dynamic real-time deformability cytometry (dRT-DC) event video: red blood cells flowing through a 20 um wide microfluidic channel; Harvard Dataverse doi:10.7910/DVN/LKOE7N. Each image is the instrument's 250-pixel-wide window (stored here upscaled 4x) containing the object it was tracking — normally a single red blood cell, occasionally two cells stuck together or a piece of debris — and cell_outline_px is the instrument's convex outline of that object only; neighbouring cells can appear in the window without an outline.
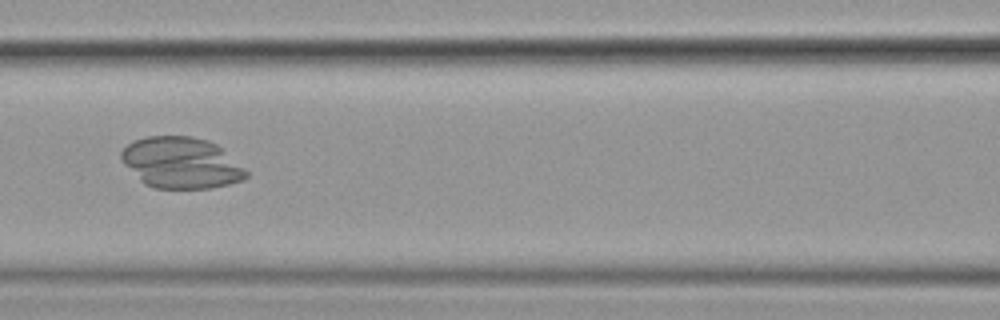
{"species": "common noctule bat (a hibernating species)", "species_latin": "Nyctalus noctula", "temperature_condition": "cold", "stored_images_in_passage": 57, "camera_frame_rate_fps": 3000, "um_per_image_px": 0.085, "animal": {"sex": "female", "body_mass_g": 19.9}, "frame": {"image": 1, "passage_image": 26, "time_ms": 8.333, "image_size_px": [1000, 320], "cell_outline_px": [[248, 176], [244, 180], [212, 188], [152, 188], [144, 184], [124, 164], [120, 156], [120, 152], [132, 140], [148, 136], [192, 136], [208, 140], [216, 144], [244, 168], [248, 172]], "centroid_in_image_um": [15.38, 13.84], "position_along_channel_um": 151.2, "area_um2": 37.22}}
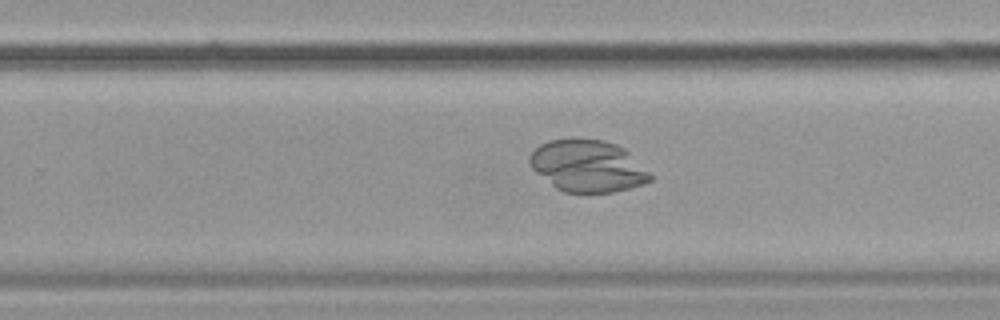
{"frame": {"image": 2, "passage_image": 37, "time_ms": 12.0, "image_size_px": [1000, 320], "cell_outline_px": [[652, 180], [644, 184], [612, 192], [564, 192], [556, 188], [536, 172], [532, 168], [528, 160], [528, 156], [540, 144], [548, 140], [576, 136], [604, 140], [616, 144], [624, 148], [652, 176]], "centroid_in_image_um": [49.91, 14.07], "position_along_channel_um": 279.9, "area_um2": 36.65}}
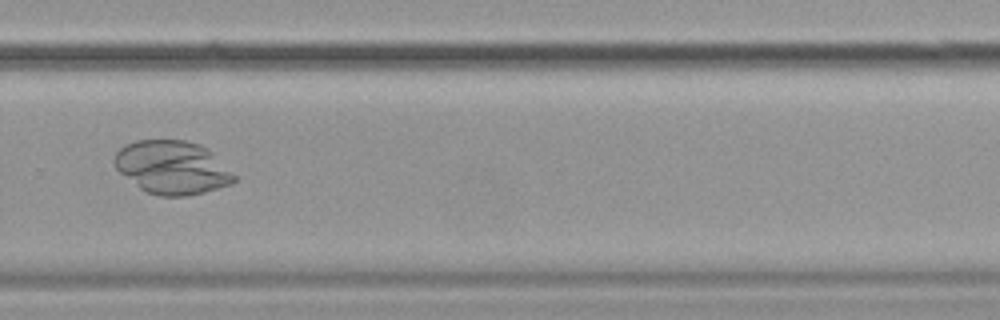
{"frame": {"image": 3, "passage_image": 40, "time_ms": 13.0, "image_size_px": [1000, 320], "cell_outline_px": [[236, 180], [232, 184], [204, 192], [184, 196], [160, 196], [148, 192], [140, 188], [120, 172], [116, 168], [112, 160], [116, 152], [124, 144], [136, 140], [184, 140], [208, 148], [236, 176]], "centroid_in_image_um": [14.62, 14.23], "position_along_channel_um": 315.2, "area_um2": 37.11}}